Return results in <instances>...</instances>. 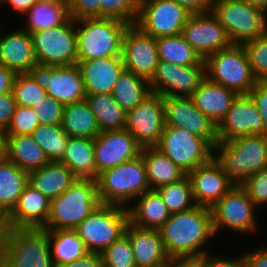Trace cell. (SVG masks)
Masks as SVG:
<instances>
[{"mask_svg": "<svg viewBox=\"0 0 267 267\" xmlns=\"http://www.w3.org/2000/svg\"><path fill=\"white\" fill-rule=\"evenodd\" d=\"M241 187L258 207L267 203V166L245 180Z\"/></svg>", "mask_w": 267, "mask_h": 267, "instance_id": "obj_48", "label": "cell"}, {"mask_svg": "<svg viewBox=\"0 0 267 267\" xmlns=\"http://www.w3.org/2000/svg\"><path fill=\"white\" fill-rule=\"evenodd\" d=\"M12 94L17 106L32 107L47 95L29 73L17 74L13 83Z\"/></svg>", "mask_w": 267, "mask_h": 267, "instance_id": "obj_42", "label": "cell"}, {"mask_svg": "<svg viewBox=\"0 0 267 267\" xmlns=\"http://www.w3.org/2000/svg\"><path fill=\"white\" fill-rule=\"evenodd\" d=\"M254 76L267 80V30L258 38L243 44Z\"/></svg>", "mask_w": 267, "mask_h": 267, "instance_id": "obj_45", "label": "cell"}, {"mask_svg": "<svg viewBox=\"0 0 267 267\" xmlns=\"http://www.w3.org/2000/svg\"><path fill=\"white\" fill-rule=\"evenodd\" d=\"M212 12L232 44L243 45L267 30V13L243 0H216Z\"/></svg>", "mask_w": 267, "mask_h": 267, "instance_id": "obj_8", "label": "cell"}, {"mask_svg": "<svg viewBox=\"0 0 267 267\" xmlns=\"http://www.w3.org/2000/svg\"><path fill=\"white\" fill-rule=\"evenodd\" d=\"M16 73L0 64V95L12 92Z\"/></svg>", "mask_w": 267, "mask_h": 267, "instance_id": "obj_57", "label": "cell"}, {"mask_svg": "<svg viewBox=\"0 0 267 267\" xmlns=\"http://www.w3.org/2000/svg\"><path fill=\"white\" fill-rule=\"evenodd\" d=\"M254 207L257 206L247 192L241 186H233L211 207L215 235L224 227L240 233L256 231L258 223H256Z\"/></svg>", "mask_w": 267, "mask_h": 267, "instance_id": "obj_14", "label": "cell"}, {"mask_svg": "<svg viewBox=\"0 0 267 267\" xmlns=\"http://www.w3.org/2000/svg\"><path fill=\"white\" fill-rule=\"evenodd\" d=\"M28 184V172L7 158L0 161V214L6 217Z\"/></svg>", "mask_w": 267, "mask_h": 267, "instance_id": "obj_33", "label": "cell"}, {"mask_svg": "<svg viewBox=\"0 0 267 267\" xmlns=\"http://www.w3.org/2000/svg\"><path fill=\"white\" fill-rule=\"evenodd\" d=\"M101 204L98 183L77 179L63 194L51 200L44 230H74Z\"/></svg>", "mask_w": 267, "mask_h": 267, "instance_id": "obj_5", "label": "cell"}, {"mask_svg": "<svg viewBox=\"0 0 267 267\" xmlns=\"http://www.w3.org/2000/svg\"><path fill=\"white\" fill-rule=\"evenodd\" d=\"M48 239L55 267L78 260L89 252L75 230H48Z\"/></svg>", "mask_w": 267, "mask_h": 267, "instance_id": "obj_35", "label": "cell"}, {"mask_svg": "<svg viewBox=\"0 0 267 267\" xmlns=\"http://www.w3.org/2000/svg\"><path fill=\"white\" fill-rule=\"evenodd\" d=\"M33 109L40 125H61L64 105L56 99L46 95Z\"/></svg>", "mask_w": 267, "mask_h": 267, "instance_id": "obj_47", "label": "cell"}, {"mask_svg": "<svg viewBox=\"0 0 267 267\" xmlns=\"http://www.w3.org/2000/svg\"><path fill=\"white\" fill-rule=\"evenodd\" d=\"M38 64L69 66L77 64L76 20L31 33Z\"/></svg>", "mask_w": 267, "mask_h": 267, "instance_id": "obj_10", "label": "cell"}, {"mask_svg": "<svg viewBox=\"0 0 267 267\" xmlns=\"http://www.w3.org/2000/svg\"><path fill=\"white\" fill-rule=\"evenodd\" d=\"M59 267H103L102 257L99 252H88L85 256Z\"/></svg>", "mask_w": 267, "mask_h": 267, "instance_id": "obj_55", "label": "cell"}, {"mask_svg": "<svg viewBox=\"0 0 267 267\" xmlns=\"http://www.w3.org/2000/svg\"><path fill=\"white\" fill-rule=\"evenodd\" d=\"M142 148L127 129L101 131L94 139L97 174L140 156Z\"/></svg>", "mask_w": 267, "mask_h": 267, "instance_id": "obj_20", "label": "cell"}, {"mask_svg": "<svg viewBox=\"0 0 267 267\" xmlns=\"http://www.w3.org/2000/svg\"><path fill=\"white\" fill-rule=\"evenodd\" d=\"M141 156L146 167L150 190L177 182L187 175L156 147H143Z\"/></svg>", "mask_w": 267, "mask_h": 267, "instance_id": "obj_31", "label": "cell"}, {"mask_svg": "<svg viewBox=\"0 0 267 267\" xmlns=\"http://www.w3.org/2000/svg\"><path fill=\"white\" fill-rule=\"evenodd\" d=\"M152 94L149 80L124 70L111 95L126 113Z\"/></svg>", "mask_w": 267, "mask_h": 267, "instance_id": "obj_36", "label": "cell"}, {"mask_svg": "<svg viewBox=\"0 0 267 267\" xmlns=\"http://www.w3.org/2000/svg\"><path fill=\"white\" fill-rule=\"evenodd\" d=\"M136 200V204L128 206V211L129 221L138 227L160 229L171 216L156 190L146 191Z\"/></svg>", "mask_w": 267, "mask_h": 267, "instance_id": "obj_29", "label": "cell"}, {"mask_svg": "<svg viewBox=\"0 0 267 267\" xmlns=\"http://www.w3.org/2000/svg\"><path fill=\"white\" fill-rule=\"evenodd\" d=\"M159 230L169 257L204 256V244L215 235L211 208L196 205L171 214Z\"/></svg>", "mask_w": 267, "mask_h": 267, "instance_id": "obj_1", "label": "cell"}, {"mask_svg": "<svg viewBox=\"0 0 267 267\" xmlns=\"http://www.w3.org/2000/svg\"><path fill=\"white\" fill-rule=\"evenodd\" d=\"M0 64L16 74L29 73L36 65L31 33L17 30L9 34H0Z\"/></svg>", "mask_w": 267, "mask_h": 267, "instance_id": "obj_26", "label": "cell"}, {"mask_svg": "<svg viewBox=\"0 0 267 267\" xmlns=\"http://www.w3.org/2000/svg\"><path fill=\"white\" fill-rule=\"evenodd\" d=\"M41 1H47V2H51V3H59L63 6H66L68 8V4L70 0H41Z\"/></svg>", "mask_w": 267, "mask_h": 267, "instance_id": "obj_62", "label": "cell"}, {"mask_svg": "<svg viewBox=\"0 0 267 267\" xmlns=\"http://www.w3.org/2000/svg\"><path fill=\"white\" fill-rule=\"evenodd\" d=\"M205 267H248V265L245 262L243 255H241L238 259L233 260L226 257L221 258L220 256L210 257L208 254H206Z\"/></svg>", "mask_w": 267, "mask_h": 267, "instance_id": "obj_53", "label": "cell"}, {"mask_svg": "<svg viewBox=\"0 0 267 267\" xmlns=\"http://www.w3.org/2000/svg\"><path fill=\"white\" fill-rule=\"evenodd\" d=\"M87 95L111 94L125 70L122 56L77 60Z\"/></svg>", "mask_w": 267, "mask_h": 267, "instance_id": "obj_24", "label": "cell"}, {"mask_svg": "<svg viewBox=\"0 0 267 267\" xmlns=\"http://www.w3.org/2000/svg\"><path fill=\"white\" fill-rule=\"evenodd\" d=\"M192 14L212 12L216 0H174Z\"/></svg>", "mask_w": 267, "mask_h": 267, "instance_id": "obj_54", "label": "cell"}, {"mask_svg": "<svg viewBox=\"0 0 267 267\" xmlns=\"http://www.w3.org/2000/svg\"><path fill=\"white\" fill-rule=\"evenodd\" d=\"M78 178L62 162L49 161L28 172V183L49 200L63 194Z\"/></svg>", "mask_w": 267, "mask_h": 267, "instance_id": "obj_28", "label": "cell"}, {"mask_svg": "<svg viewBox=\"0 0 267 267\" xmlns=\"http://www.w3.org/2000/svg\"><path fill=\"white\" fill-rule=\"evenodd\" d=\"M181 35L203 60L232 45L225 28L213 12L191 14Z\"/></svg>", "mask_w": 267, "mask_h": 267, "instance_id": "obj_17", "label": "cell"}, {"mask_svg": "<svg viewBox=\"0 0 267 267\" xmlns=\"http://www.w3.org/2000/svg\"><path fill=\"white\" fill-rule=\"evenodd\" d=\"M204 61L206 77L238 95H249L258 81L243 45L232 44L227 49L210 54Z\"/></svg>", "mask_w": 267, "mask_h": 267, "instance_id": "obj_7", "label": "cell"}, {"mask_svg": "<svg viewBox=\"0 0 267 267\" xmlns=\"http://www.w3.org/2000/svg\"><path fill=\"white\" fill-rule=\"evenodd\" d=\"M5 229V217L0 214V242L4 236Z\"/></svg>", "mask_w": 267, "mask_h": 267, "instance_id": "obj_61", "label": "cell"}, {"mask_svg": "<svg viewBox=\"0 0 267 267\" xmlns=\"http://www.w3.org/2000/svg\"><path fill=\"white\" fill-rule=\"evenodd\" d=\"M69 16L74 20L100 17L99 0H70L68 4Z\"/></svg>", "mask_w": 267, "mask_h": 267, "instance_id": "obj_49", "label": "cell"}, {"mask_svg": "<svg viewBox=\"0 0 267 267\" xmlns=\"http://www.w3.org/2000/svg\"><path fill=\"white\" fill-rule=\"evenodd\" d=\"M156 148L187 175L213 157V147L186 129L165 126Z\"/></svg>", "mask_w": 267, "mask_h": 267, "instance_id": "obj_11", "label": "cell"}, {"mask_svg": "<svg viewBox=\"0 0 267 267\" xmlns=\"http://www.w3.org/2000/svg\"><path fill=\"white\" fill-rule=\"evenodd\" d=\"M261 247L254 252L243 255L248 267H267V248Z\"/></svg>", "mask_w": 267, "mask_h": 267, "instance_id": "obj_56", "label": "cell"}, {"mask_svg": "<svg viewBox=\"0 0 267 267\" xmlns=\"http://www.w3.org/2000/svg\"><path fill=\"white\" fill-rule=\"evenodd\" d=\"M205 78V65L182 66L159 60L149 83L152 93L164 97H190Z\"/></svg>", "mask_w": 267, "mask_h": 267, "instance_id": "obj_15", "label": "cell"}, {"mask_svg": "<svg viewBox=\"0 0 267 267\" xmlns=\"http://www.w3.org/2000/svg\"><path fill=\"white\" fill-rule=\"evenodd\" d=\"M124 233L129 237L137 267H162L168 262L159 229L141 228L128 221Z\"/></svg>", "mask_w": 267, "mask_h": 267, "instance_id": "obj_25", "label": "cell"}, {"mask_svg": "<svg viewBox=\"0 0 267 267\" xmlns=\"http://www.w3.org/2000/svg\"><path fill=\"white\" fill-rule=\"evenodd\" d=\"M6 158L27 172L39 169L49 162L32 135L7 136Z\"/></svg>", "mask_w": 267, "mask_h": 267, "instance_id": "obj_34", "label": "cell"}, {"mask_svg": "<svg viewBox=\"0 0 267 267\" xmlns=\"http://www.w3.org/2000/svg\"><path fill=\"white\" fill-rule=\"evenodd\" d=\"M16 106L12 92L0 95V130L6 132Z\"/></svg>", "mask_w": 267, "mask_h": 267, "instance_id": "obj_51", "label": "cell"}, {"mask_svg": "<svg viewBox=\"0 0 267 267\" xmlns=\"http://www.w3.org/2000/svg\"><path fill=\"white\" fill-rule=\"evenodd\" d=\"M212 158L234 186H241L247 178L267 166V135L217 142Z\"/></svg>", "mask_w": 267, "mask_h": 267, "instance_id": "obj_2", "label": "cell"}, {"mask_svg": "<svg viewBox=\"0 0 267 267\" xmlns=\"http://www.w3.org/2000/svg\"><path fill=\"white\" fill-rule=\"evenodd\" d=\"M165 267H205V255L169 257Z\"/></svg>", "mask_w": 267, "mask_h": 267, "instance_id": "obj_52", "label": "cell"}, {"mask_svg": "<svg viewBox=\"0 0 267 267\" xmlns=\"http://www.w3.org/2000/svg\"><path fill=\"white\" fill-rule=\"evenodd\" d=\"M46 94L63 105L84 100L87 93L77 64L49 66L36 64L29 72Z\"/></svg>", "mask_w": 267, "mask_h": 267, "instance_id": "obj_13", "label": "cell"}, {"mask_svg": "<svg viewBox=\"0 0 267 267\" xmlns=\"http://www.w3.org/2000/svg\"><path fill=\"white\" fill-rule=\"evenodd\" d=\"M122 59L126 71L150 80L159 61L156 39L130 25L123 37Z\"/></svg>", "mask_w": 267, "mask_h": 267, "instance_id": "obj_19", "label": "cell"}, {"mask_svg": "<svg viewBox=\"0 0 267 267\" xmlns=\"http://www.w3.org/2000/svg\"><path fill=\"white\" fill-rule=\"evenodd\" d=\"M128 207L100 204L74 230L89 252L101 253L125 231Z\"/></svg>", "mask_w": 267, "mask_h": 267, "instance_id": "obj_9", "label": "cell"}, {"mask_svg": "<svg viewBox=\"0 0 267 267\" xmlns=\"http://www.w3.org/2000/svg\"><path fill=\"white\" fill-rule=\"evenodd\" d=\"M158 60L182 66L205 65V61L181 35H172L156 39Z\"/></svg>", "mask_w": 267, "mask_h": 267, "instance_id": "obj_39", "label": "cell"}, {"mask_svg": "<svg viewBox=\"0 0 267 267\" xmlns=\"http://www.w3.org/2000/svg\"><path fill=\"white\" fill-rule=\"evenodd\" d=\"M264 135V125L258 107L249 95H238L226 117L217 126L218 142Z\"/></svg>", "mask_w": 267, "mask_h": 267, "instance_id": "obj_21", "label": "cell"}, {"mask_svg": "<svg viewBox=\"0 0 267 267\" xmlns=\"http://www.w3.org/2000/svg\"><path fill=\"white\" fill-rule=\"evenodd\" d=\"M38 0H1L0 5L8 3L17 12L24 13L28 11Z\"/></svg>", "mask_w": 267, "mask_h": 267, "instance_id": "obj_58", "label": "cell"}, {"mask_svg": "<svg viewBox=\"0 0 267 267\" xmlns=\"http://www.w3.org/2000/svg\"><path fill=\"white\" fill-rule=\"evenodd\" d=\"M165 126L186 129L212 147L218 142L217 126L193 103L191 97H164Z\"/></svg>", "mask_w": 267, "mask_h": 267, "instance_id": "obj_18", "label": "cell"}, {"mask_svg": "<svg viewBox=\"0 0 267 267\" xmlns=\"http://www.w3.org/2000/svg\"><path fill=\"white\" fill-rule=\"evenodd\" d=\"M0 264L3 267H55L48 230L6 227L0 242Z\"/></svg>", "mask_w": 267, "mask_h": 267, "instance_id": "obj_4", "label": "cell"}, {"mask_svg": "<svg viewBox=\"0 0 267 267\" xmlns=\"http://www.w3.org/2000/svg\"><path fill=\"white\" fill-rule=\"evenodd\" d=\"M50 203L51 200L28 183L16 206L5 217V226L43 229L49 217Z\"/></svg>", "mask_w": 267, "mask_h": 267, "instance_id": "obj_23", "label": "cell"}, {"mask_svg": "<svg viewBox=\"0 0 267 267\" xmlns=\"http://www.w3.org/2000/svg\"><path fill=\"white\" fill-rule=\"evenodd\" d=\"M98 195L101 204L119 205L139 197L150 190L146 167L142 156L107 169L97 178Z\"/></svg>", "mask_w": 267, "mask_h": 267, "instance_id": "obj_6", "label": "cell"}, {"mask_svg": "<svg viewBox=\"0 0 267 267\" xmlns=\"http://www.w3.org/2000/svg\"><path fill=\"white\" fill-rule=\"evenodd\" d=\"M6 133L0 130V161L6 159Z\"/></svg>", "mask_w": 267, "mask_h": 267, "instance_id": "obj_59", "label": "cell"}, {"mask_svg": "<svg viewBox=\"0 0 267 267\" xmlns=\"http://www.w3.org/2000/svg\"><path fill=\"white\" fill-rule=\"evenodd\" d=\"M237 96L235 91L214 83L206 77L190 97L194 105L218 126L226 117Z\"/></svg>", "mask_w": 267, "mask_h": 267, "instance_id": "obj_27", "label": "cell"}, {"mask_svg": "<svg viewBox=\"0 0 267 267\" xmlns=\"http://www.w3.org/2000/svg\"><path fill=\"white\" fill-rule=\"evenodd\" d=\"M31 135L48 161L60 162L63 159L70 136L61 125H39Z\"/></svg>", "mask_w": 267, "mask_h": 267, "instance_id": "obj_40", "label": "cell"}, {"mask_svg": "<svg viewBox=\"0 0 267 267\" xmlns=\"http://www.w3.org/2000/svg\"><path fill=\"white\" fill-rule=\"evenodd\" d=\"M61 127L70 137L95 139L101 130L86 99L64 105Z\"/></svg>", "mask_w": 267, "mask_h": 267, "instance_id": "obj_32", "label": "cell"}, {"mask_svg": "<svg viewBox=\"0 0 267 267\" xmlns=\"http://www.w3.org/2000/svg\"><path fill=\"white\" fill-rule=\"evenodd\" d=\"M170 214L185 212L195 205L188 175L183 179L156 189Z\"/></svg>", "mask_w": 267, "mask_h": 267, "instance_id": "obj_41", "label": "cell"}, {"mask_svg": "<svg viewBox=\"0 0 267 267\" xmlns=\"http://www.w3.org/2000/svg\"><path fill=\"white\" fill-rule=\"evenodd\" d=\"M165 127L164 96L152 93L127 112L126 128L142 147H156Z\"/></svg>", "mask_w": 267, "mask_h": 267, "instance_id": "obj_16", "label": "cell"}, {"mask_svg": "<svg viewBox=\"0 0 267 267\" xmlns=\"http://www.w3.org/2000/svg\"><path fill=\"white\" fill-rule=\"evenodd\" d=\"M253 6L259 7L267 13V0H243Z\"/></svg>", "mask_w": 267, "mask_h": 267, "instance_id": "obj_60", "label": "cell"}, {"mask_svg": "<svg viewBox=\"0 0 267 267\" xmlns=\"http://www.w3.org/2000/svg\"><path fill=\"white\" fill-rule=\"evenodd\" d=\"M191 14L174 0H140L135 26L155 39L177 35Z\"/></svg>", "mask_w": 267, "mask_h": 267, "instance_id": "obj_12", "label": "cell"}, {"mask_svg": "<svg viewBox=\"0 0 267 267\" xmlns=\"http://www.w3.org/2000/svg\"><path fill=\"white\" fill-rule=\"evenodd\" d=\"M39 125L38 116L35 115L32 107L16 106L5 133L7 136L31 135Z\"/></svg>", "mask_w": 267, "mask_h": 267, "instance_id": "obj_46", "label": "cell"}, {"mask_svg": "<svg viewBox=\"0 0 267 267\" xmlns=\"http://www.w3.org/2000/svg\"><path fill=\"white\" fill-rule=\"evenodd\" d=\"M24 14L27 15V23L22 30L29 33L62 25L70 18L66 6L41 0H38Z\"/></svg>", "mask_w": 267, "mask_h": 267, "instance_id": "obj_38", "label": "cell"}, {"mask_svg": "<svg viewBox=\"0 0 267 267\" xmlns=\"http://www.w3.org/2000/svg\"><path fill=\"white\" fill-rule=\"evenodd\" d=\"M249 96L258 107L264 125V135H267V80H258Z\"/></svg>", "mask_w": 267, "mask_h": 267, "instance_id": "obj_50", "label": "cell"}, {"mask_svg": "<svg viewBox=\"0 0 267 267\" xmlns=\"http://www.w3.org/2000/svg\"><path fill=\"white\" fill-rule=\"evenodd\" d=\"M129 26L115 18L76 20L77 60L122 56L123 37Z\"/></svg>", "mask_w": 267, "mask_h": 267, "instance_id": "obj_3", "label": "cell"}, {"mask_svg": "<svg viewBox=\"0 0 267 267\" xmlns=\"http://www.w3.org/2000/svg\"><path fill=\"white\" fill-rule=\"evenodd\" d=\"M100 254L103 267H137L130 239L125 233Z\"/></svg>", "mask_w": 267, "mask_h": 267, "instance_id": "obj_43", "label": "cell"}, {"mask_svg": "<svg viewBox=\"0 0 267 267\" xmlns=\"http://www.w3.org/2000/svg\"><path fill=\"white\" fill-rule=\"evenodd\" d=\"M90 109L95 114L101 131L123 130L126 128V111L111 94L86 95Z\"/></svg>", "mask_w": 267, "mask_h": 267, "instance_id": "obj_37", "label": "cell"}, {"mask_svg": "<svg viewBox=\"0 0 267 267\" xmlns=\"http://www.w3.org/2000/svg\"><path fill=\"white\" fill-rule=\"evenodd\" d=\"M100 17L115 18L135 25L139 15L140 0H99Z\"/></svg>", "mask_w": 267, "mask_h": 267, "instance_id": "obj_44", "label": "cell"}, {"mask_svg": "<svg viewBox=\"0 0 267 267\" xmlns=\"http://www.w3.org/2000/svg\"><path fill=\"white\" fill-rule=\"evenodd\" d=\"M195 205L213 207L232 188L233 184L212 158L188 174Z\"/></svg>", "mask_w": 267, "mask_h": 267, "instance_id": "obj_22", "label": "cell"}, {"mask_svg": "<svg viewBox=\"0 0 267 267\" xmlns=\"http://www.w3.org/2000/svg\"><path fill=\"white\" fill-rule=\"evenodd\" d=\"M94 153V139L87 137H69L63 159L65 164L78 179L97 180Z\"/></svg>", "mask_w": 267, "mask_h": 267, "instance_id": "obj_30", "label": "cell"}]
</instances>
